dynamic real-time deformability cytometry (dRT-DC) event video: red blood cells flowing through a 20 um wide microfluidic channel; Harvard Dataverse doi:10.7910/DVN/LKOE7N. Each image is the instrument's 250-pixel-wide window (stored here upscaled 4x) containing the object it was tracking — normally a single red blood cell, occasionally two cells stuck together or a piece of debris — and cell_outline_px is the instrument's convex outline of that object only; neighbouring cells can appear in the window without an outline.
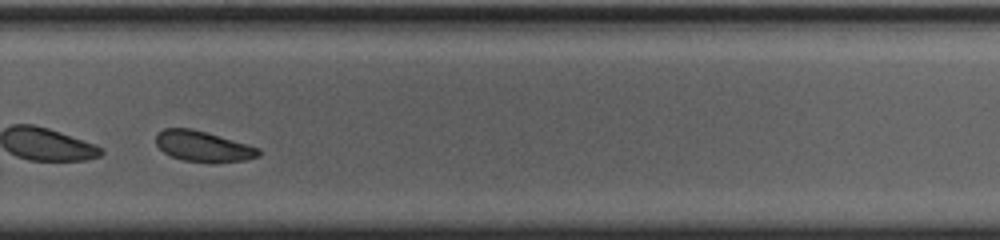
{"species": "common noctule bat (a hibernating species)", "species_latin": "Nyctalus noctula", "temperature_condition": "cold", "stored_images_in_passage": 35, "camera_frame_rate_fps": 3000, "um_per_image_px": 0.085, "animal": {"sex": "female", "body_mass_g": 23.0, "forearm_length_mm": 53.4}, "frame": {"image": 1, "passage_image": 25, "time_ms": 8.0, "image_size_px": [1000, 240], "cell_outline_px": [[260, 156], [244, 160], [184, 160], [172, 156], [164, 152], [156, 144], [156, 136], [164, 128], [192, 128], [260, 148]], "centroid_in_image_um": [17.24, 12.39], "position_along_channel_um": 312.6, "area_um2": 17.46}, "authors_computed_cell_mechanics": {"area_um2": 19.1318, "velocity_mm_per_s": 3.6711, "shape_relaxation_time_tau1_ms": 2.7209, "shape_relaxation_time_tau2_ms": 9.9174, "deformation_change_tau1": 0.0669, "deformation_change_tau2": 0.1287}}